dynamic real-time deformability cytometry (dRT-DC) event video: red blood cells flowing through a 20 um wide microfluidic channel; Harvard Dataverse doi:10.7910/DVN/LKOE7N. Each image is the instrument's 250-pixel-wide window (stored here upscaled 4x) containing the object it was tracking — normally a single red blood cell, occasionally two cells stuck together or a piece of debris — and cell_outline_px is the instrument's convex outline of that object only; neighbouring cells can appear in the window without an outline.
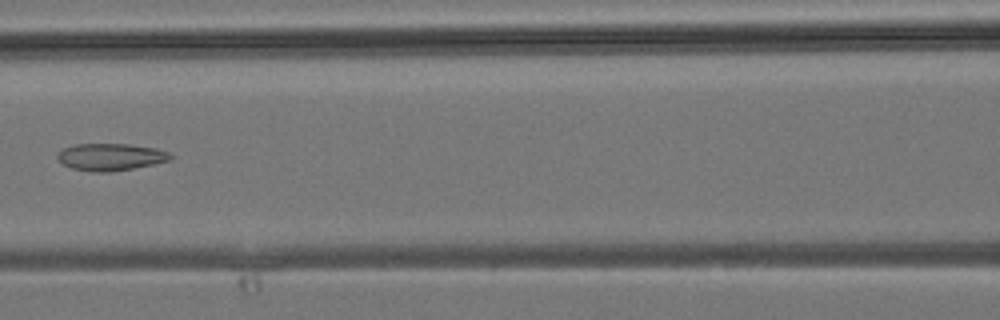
{"species": "common noctule bat (a hibernating species)", "species_latin": "Nyctalus noctula", "temperature_condition": "room temperature", "stored_images_in_passage": 32, "camera_frame_rate_fps": 3000, "um_per_image_px": 0.085, "animal": {"sex": "male", "body_mass_g": 19.2, "forearm_length_mm": 51.8}, "frame": {"image": 1, "passage_image": 13, "time_ms": 4.0, "image_size_px": [1000, 320], "cell_outline_px": [[172, 160], [132, 168], [108, 172], [92, 172], [72, 168], [64, 164], [56, 156], [56, 152], [64, 148], [76, 144], [128, 144], [156, 148], [168, 152], [172, 156]], "centroid_in_image_um": [9.39, 13.33], "position_along_channel_um": 157.2, "area_um2": 17.74}}
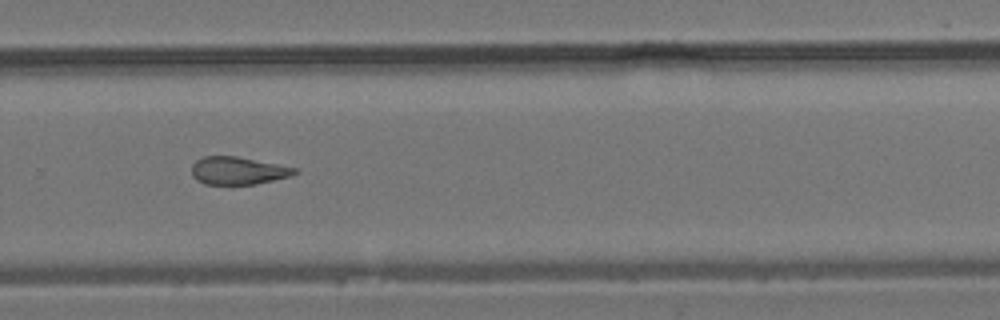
{"frame": {"image": 2, "passage_image": 21, "time_ms": 6.667, "image_size_px": [1000, 320], "cell_outline_px": [[296, 172], [292, 176], [256, 184], [204, 184], [196, 180], [192, 176], [192, 164], [196, 160], [204, 156], [236, 156], [296, 168]], "centroid_in_image_um": [20.19, 14.51], "position_along_channel_um": 309.6, "area_um2": 16.53}}
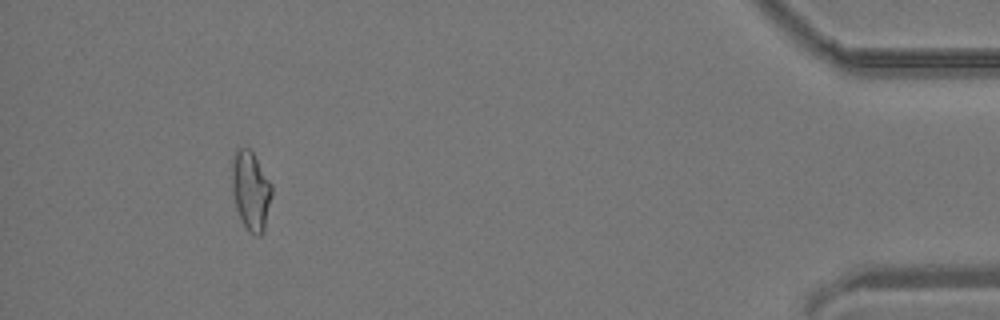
{"frame": {"image": 3, "passage_image": 30, "time_ms": 9.667, "image_size_px": [1000, 320], "cell_outline_px": [[272, 192], [264, 232], [260, 236], [256, 236], [248, 232], [236, 208], [232, 192], [232, 160], [236, 148], [248, 148], [252, 152], [272, 184]], "centroid_in_image_um": [21.31, 16.22], "position_along_channel_um": 413.9, "area_um2": 18.32}}